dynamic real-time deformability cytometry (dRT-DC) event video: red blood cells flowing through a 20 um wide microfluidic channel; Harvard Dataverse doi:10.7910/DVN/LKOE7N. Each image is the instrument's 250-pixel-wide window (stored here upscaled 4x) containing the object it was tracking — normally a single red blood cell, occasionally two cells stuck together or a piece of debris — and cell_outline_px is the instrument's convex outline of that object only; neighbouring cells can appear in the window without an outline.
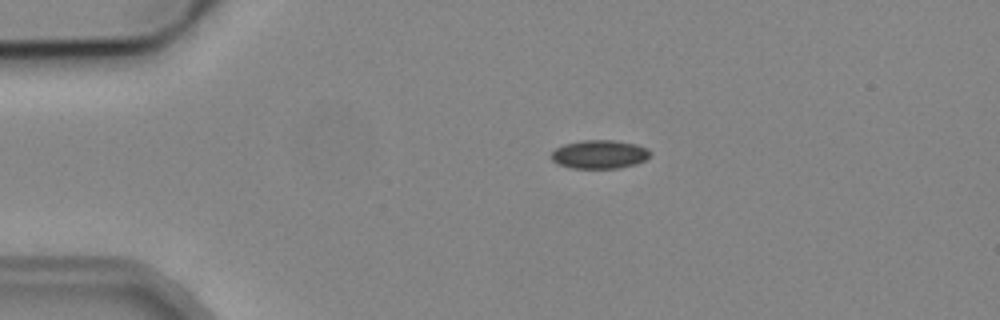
{"species": "common noctule bat (a hibernating species)", "species_latin": "Nyctalus noctula", "temperature_condition": "cold", "stored_images_in_passage": 5, "camera_frame_rate_fps": 3000, "um_per_image_px": 0.085, "animal": {"sex": "male", "body_mass_g": 19.2, "forearm_length_mm": 51.8}, "frame": {"image": 1, "passage_image": 1, "time_ms": 0.0, "image_size_px": [1000, 320], "cell_outline_px": [[652, 152], [644, 160], [636, 164], [616, 168], [572, 168], [560, 164], [552, 160], [552, 152], [556, 148], [564, 144], [580, 140], [616, 140], [636, 144], [648, 148]], "centroid_in_image_um": [50.98, 13.1], "position_along_channel_um": 34.0, "area_um2": 16.42}}
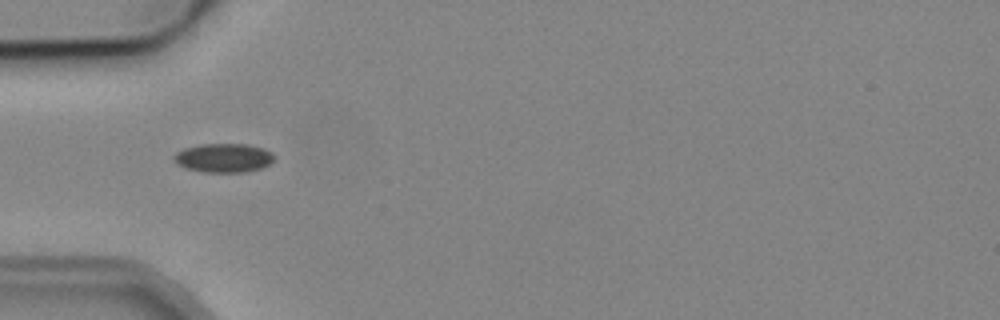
{"frame": {"image": 2, "passage_image": 3, "time_ms": 2.0, "image_size_px": [1000, 320], "cell_outline_px": [[276, 160], [260, 168], [244, 172], [204, 172], [184, 168], [176, 164], [172, 160], [172, 156], [176, 152], [184, 148], [200, 144], [248, 144], [264, 148], [272, 152], [276, 156]], "centroid_in_image_um": [18.99, 13.41], "position_along_channel_um": 66.0, "area_um2": 17.22}}
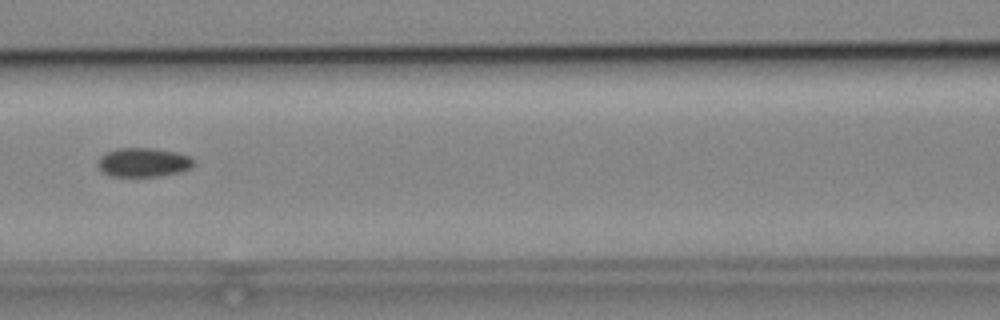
{"frame": {"image": 3, "passage_image": 5, "time_ms": 4.333, "image_size_px": [1000, 320], "cell_outline_px": [[196, 164], [192, 168], [180, 172], [156, 176], [112, 176], [100, 172], [96, 164], [100, 156], [104, 152], [116, 148], [152, 148], [176, 152], [188, 156], [196, 160]], "centroid_in_image_um": [12.16, 13.8], "position_along_channel_um": 154.4, "area_um2": 16.53}}